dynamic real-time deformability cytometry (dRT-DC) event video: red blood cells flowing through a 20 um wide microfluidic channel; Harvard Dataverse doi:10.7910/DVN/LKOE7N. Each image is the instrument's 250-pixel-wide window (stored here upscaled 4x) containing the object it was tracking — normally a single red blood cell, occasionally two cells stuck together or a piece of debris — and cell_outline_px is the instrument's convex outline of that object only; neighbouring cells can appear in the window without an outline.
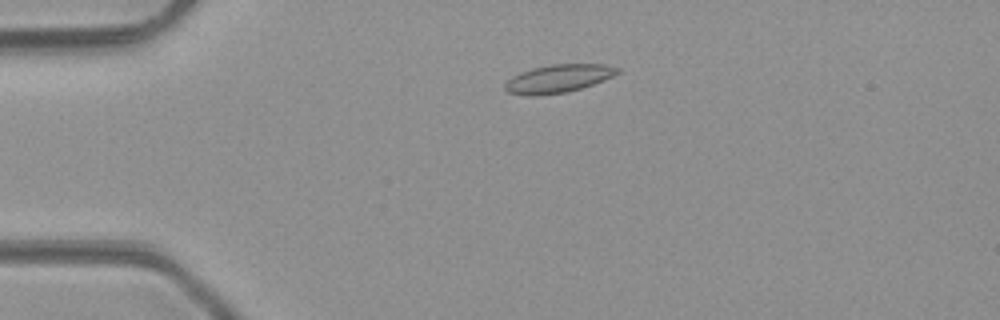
{"species": "common noctule bat (a hibernating species)", "species_latin": "Nyctalus noctula", "temperature_condition": "room temperature", "stored_images_in_passage": 47, "camera_frame_rate_fps": 3000, "um_per_image_px": 0.085, "animal": {"sex": "male", "body_mass_g": 23.1, "forearm_length_mm": 52.7}, "frame": {"image": 1, "passage_image": 9, "time_ms": 2.667, "image_size_px": [1000, 320], "cell_outline_px": [[620, 72], [604, 80], [568, 92], [536, 96], [528, 96], [508, 92], [504, 88], [504, 84], [512, 76], [520, 72], [532, 68], [552, 64], [608, 64], [620, 68]], "centroid_in_image_um": [47.45, 6.68], "position_along_channel_um": 37.5, "area_um2": 18.5}}
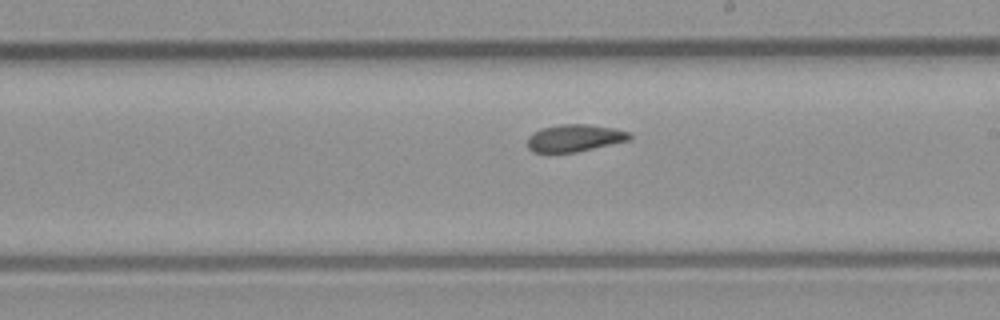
{"frame": {"image": 2, "passage_image": 26, "time_ms": 8.333, "image_size_px": [1000, 320], "cell_outline_px": [[632, 136], [628, 140], [576, 152], [532, 152], [528, 148], [528, 136], [532, 132], [540, 128], [560, 124], [588, 124], [612, 128], [628, 132]], "centroid_in_image_um": [48.78, 11.72], "position_along_channel_um": 240.2, "area_um2": 16.07}}
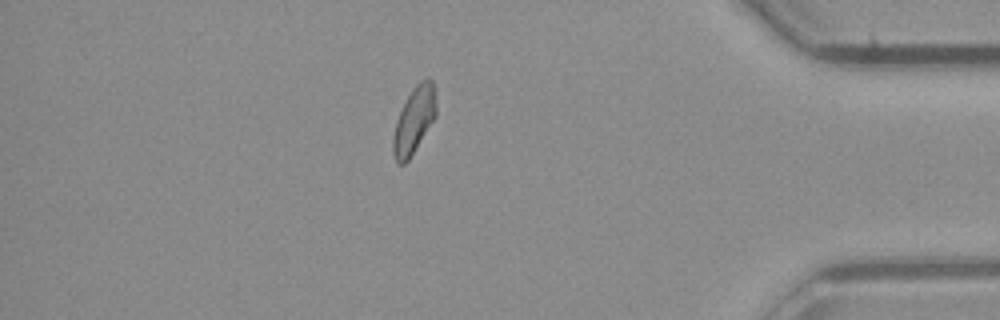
{"frame": {"image": 3, "passage_image": 40, "time_ms": 13.0, "image_size_px": [1000, 320], "cell_outline_px": [[436, 116], [408, 160], [404, 164], [396, 164], [392, 152], [392, 140], [396, 120], [408, 96], [416, 84], [420, 80], [428, 76], [432, 80], [436, 88]], "centroid_in_image_um": [35.2, 10.19], "position_along_channel_um": 400.0, "area_um2": 16.76}, "authors_computed_cell_mechanics": {"area_um2": 16.8198, "velocity_mm_per_s": 4.2367, "shape_relaxation_time_tau1_ms": null, "shape_relaxation_time_tau2_ms": 1.3593, "deformation_change_tau1": null, "deformation_change_tau2": 0.0509}}